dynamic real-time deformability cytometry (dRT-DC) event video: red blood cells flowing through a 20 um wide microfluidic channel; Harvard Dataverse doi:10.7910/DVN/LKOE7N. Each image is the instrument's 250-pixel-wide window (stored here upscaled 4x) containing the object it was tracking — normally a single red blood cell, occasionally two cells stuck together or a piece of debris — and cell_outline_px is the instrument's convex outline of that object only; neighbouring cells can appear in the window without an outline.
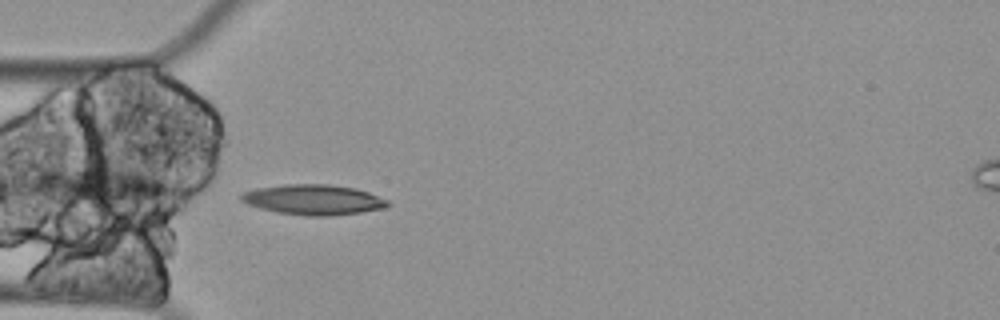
{"species": "Egyptian fruit bat (a non-hibernating species)", "species_latin": "Rousettus aegyptiacus", "temperature_condition": "cold", "stored_images_in_passage": 8, "camera_frame_rate_fps": 3000, "um_per_image_px": 0.085, "animal": {"sex": "female"}, "frame": {"image": 1, "passage_image": 5, "time_ms": 1.333, "image_size_px": [1000, 320], "cell_outline_px": [[392, 204], [384, 208], [360, 212], [328, 216], [308, 216], [276, 212], [260, 208], [248, 204], [240, 200], [240, 196], [244, 192], [256, 188], [284, 184], [328, 184], [356, 188], [368, 192], [388, 200]], "centroid_in_image_um": [26.65, 16.97], "position_along_channel_um": 58.4, "area_um2": 25.84}}
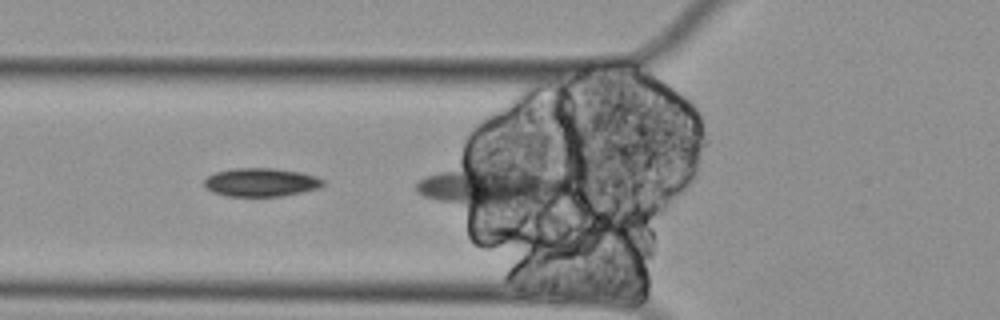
{"frame": {"image": 2, "passage_image": 7, "time_ms": 2.0, "image_size_px": [1000, 320], "cell_outline_px": [[324, 184], [320, 188], [280, 196], [224, 196], [212, 192], [204, 184], [204, 180], [208, 176], [216, 172], [232, 168], [276, 168], [300, 172], [316, 176], [324, 180]], "centroid_in_image_um": [22.18, 15.49], "position_along_channel_um": 103.6, "area_um2": 19.71}}